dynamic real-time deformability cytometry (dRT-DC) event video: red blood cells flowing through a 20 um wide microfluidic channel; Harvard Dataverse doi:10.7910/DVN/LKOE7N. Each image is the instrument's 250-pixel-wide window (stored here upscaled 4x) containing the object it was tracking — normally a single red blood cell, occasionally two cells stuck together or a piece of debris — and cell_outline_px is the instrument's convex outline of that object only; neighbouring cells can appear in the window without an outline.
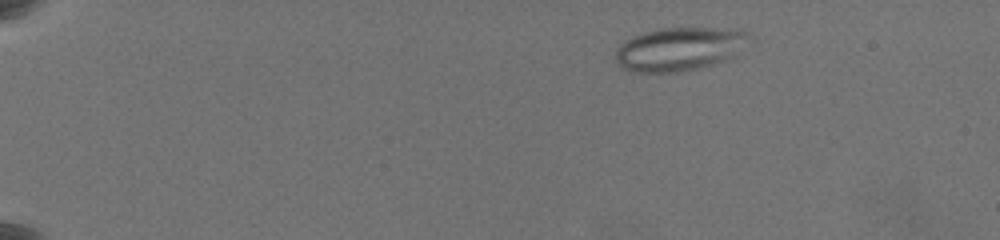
{"species": "common noctule bat (a hibernating species)", "species_latin": "Nyctalus noctula", "temperature_condition": "warm", "stored_images_in_passage": 53, "camera_frame_rate_fps": 3000, "um_per_image_px": 0.085, "animal": {"sex": "female", "body_mass_g": 19.5, "forearm_length_mm": 54.1}, "frame": {"image": 1, "passage_image": 5, "time_ms": 1.333, "image_size_px": [1000, 240], "cell_outline_px": [[752, 36], [732, 56], [724, 60], [712, 64], [696, 68], [676, 72], [636, 72], [624, 68], [616, 60], [616, 52], [620, 44], [624, 40], [632, 36], [644, 32], [660, 28], [712, 28], [748, 32]], "centroid_in_image_um": [57.69, 4.15], "position_along_channel_um": 27.3, "area_um2": 33.18}}
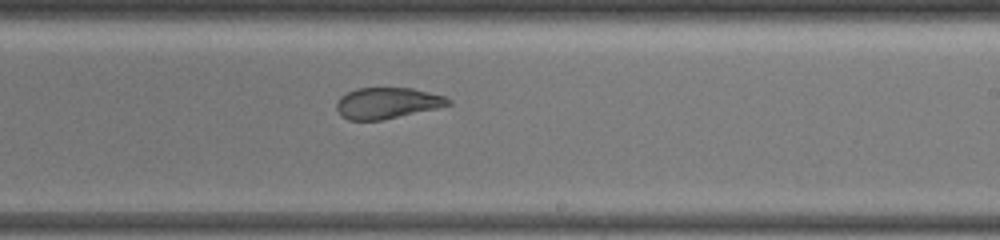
{"frame": {"image": 2, "passage_image": 32, "time_ms": 10.333, "image_size_px": [1000, 240], "cell_outline_px": [[452, 104], [436, 108], [380, 120], [348, 120], [340, 116], [336, 108], [336, 104], [340, 96], [356, 88], [412, 88], [444, 96], [452, 100]], "centroid_in_image_um": [32.88, 8.76], "position_along_channel_um": 256.1, "area_um2": 20.11}}
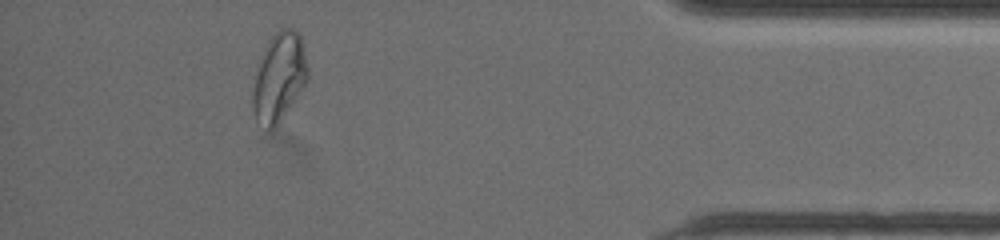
{"frame": {"image": 3, "passage_image": 48, "time_ms": 15.667, "image_size_px": [1000, 240], "cell_outline_px": [[308, 80], [304, 88], [272, 132], [256, 120], [252, 112], [252, 92], [256, 72], [264, 48], [268, 40], [280, 28], [292, 28], [300, 32], [308, 68]], "centroid_in_image_um": [23.73, 6.57], "position_along_channel_um": 411.5, "area_um2": 28.67}, "authors_computed_cell_mechanics": {"area_um2": 26.4724, "velocity_mm_per_s": 3.615, "shape_relaxation_time_tau1_ms": null, "shape_relaxation_time_tau2_ms": 1.3466, "deformation_change_tau1": null, "deformation_change_tau2": 0.0848}}